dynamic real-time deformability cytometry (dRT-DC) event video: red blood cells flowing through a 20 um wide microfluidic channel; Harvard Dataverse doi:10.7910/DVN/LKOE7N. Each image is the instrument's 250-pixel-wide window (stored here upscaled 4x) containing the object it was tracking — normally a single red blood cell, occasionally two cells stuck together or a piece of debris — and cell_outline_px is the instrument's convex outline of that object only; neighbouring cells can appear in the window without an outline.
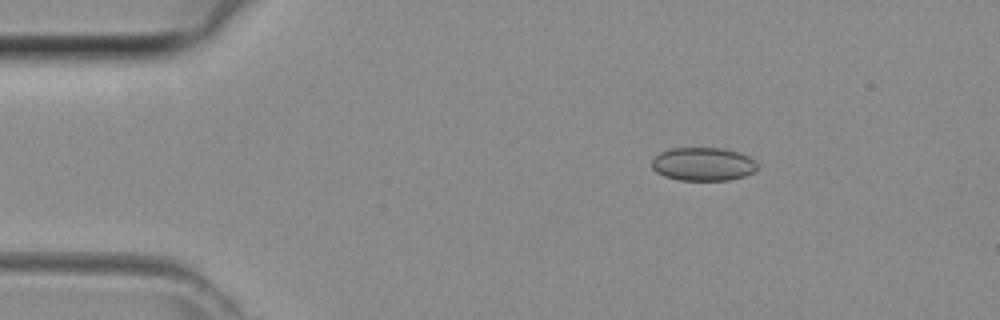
{"species": "common noctule bat (a hibernating species)", "species_latin": "Nyctalus noctula", "temperature_condition": "room temperature", "stored_images_in_passage": 40, "camera_frame_rate_fps": 3000, "um_per_image_px": 0.085, "animal": {"sex": "female", "body_mass_g": 29.2, "forearm_length_mm": 56.3}, "frame": {"image": 1, "passage_image": 4, "time_ms": 1.0, "image_size_px": [1000, 320], "cell_outline_px": [[756, 168], [752, 172], [744, 176], [728, 180], [680, 180], [664, 176], [656, 172], [652, 168], [652, 160], [660, 152], [672, 148], [720, 148], [736, 152], [748, 156], [756, 164]], "centroid_in_image_um": [59.71, 13.95], "position_along_channel_um": 25.3, "area_um2": 20.23}}
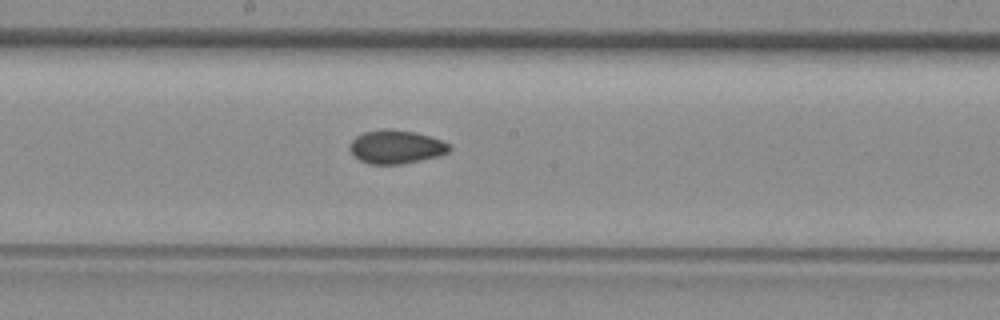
{"frame": {"image": 2, "passage_image": 20, "time_ms": 6.333, "image_size_px": [1000, 320], "cell_outline_px": [[452, 148], [448, 152], [440, 156], [400, 164], [368, 164], [352, 156], [348, 148], [352, 140], [356, 136], [364, 132], [416, 132], [452, 144]], "centroid_in_image_um": [33.68, 12.54], "position_along_channel_um": 214.5, "area_um2": 18.9}}
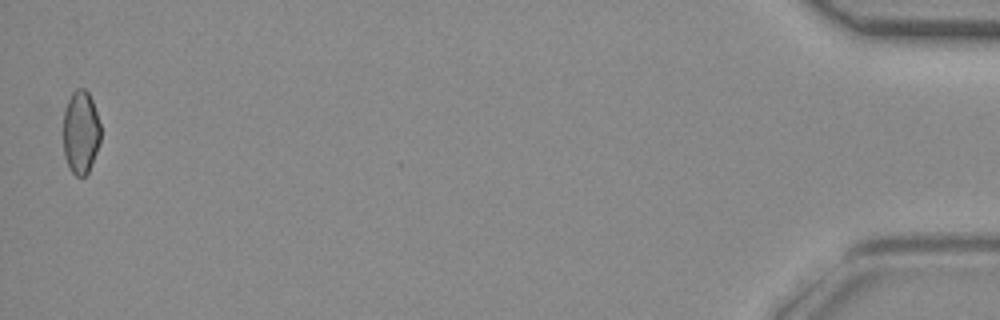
{"frame": {"image": 3, "passage_image": 40, "time_ms": 13.0, "image_size_px": [1000, 320], "cell_outline_px": [[100, 140], [96, 152], [88, 172], [84, 176], [76, 176], [72, 172], [64, 156], [64, 112], [68, 100], [72, 92], [76, 88], [84, 88], [88, 92], [92, 100], [100, 124]], "centroid_in_image_um": [6.86, 11.22], "position_along_channel_um": 428.3, "area_um2": 17.92}}